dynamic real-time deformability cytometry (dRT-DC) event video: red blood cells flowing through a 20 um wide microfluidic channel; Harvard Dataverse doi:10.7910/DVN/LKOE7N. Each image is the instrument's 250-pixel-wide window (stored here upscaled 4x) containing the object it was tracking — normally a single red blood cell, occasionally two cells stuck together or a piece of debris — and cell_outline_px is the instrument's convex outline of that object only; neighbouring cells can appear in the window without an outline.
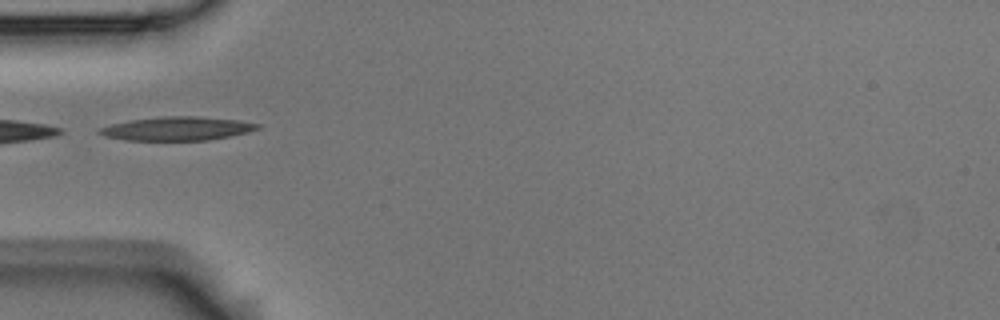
{"species": "Egyptian fruit bat (a non-hibernating species)", "species_latin": "Rousettus aegyptiacus", "temperature_condition": "room temperature", "stored_images_in_passage": 1, "camera_frame_rate_fps": 3000, "um_per_image_px": 0.085, "animal": {"sex": "male"}, "frame": {"image": 1, "passage_image": 1, "time_ms": 0.0, "image_size_px": [1000, 320], "cell_outline_px": [[260, 128], [248, 132], [208, 140], [124, 140], [104, 136], [96, 132], [96, 128], [128, 120], [160, 116], [196, 116], [240, 120], [260, 124]], "centroid_in_image_um": [15.0, 10.92], "position_along_channel_um": 70.0, "area_um2": 21.96}}